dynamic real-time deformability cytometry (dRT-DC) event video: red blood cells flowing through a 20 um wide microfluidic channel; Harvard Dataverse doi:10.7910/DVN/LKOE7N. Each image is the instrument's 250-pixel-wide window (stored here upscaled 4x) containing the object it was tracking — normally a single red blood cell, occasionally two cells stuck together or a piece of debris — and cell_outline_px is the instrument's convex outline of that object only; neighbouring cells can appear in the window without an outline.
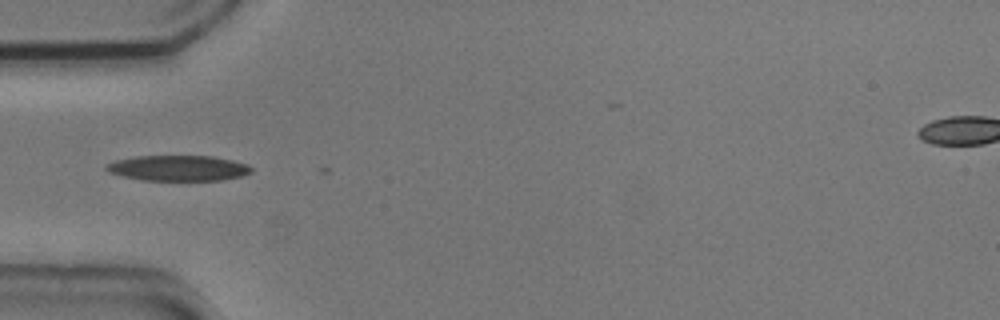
{"species": "common noctule bat (a hibernating species)", "species_latin": "Nyctalus noctula", "temperature_condition": "cold", "stored_images_in_passage": 7, "camera_frame_rate_fps": 3000, "um_per_image_px": 0.085, "animal": {"sex": "male", "body_mass_g": 20.5, "forearm_length_mm": 52.5}, "frame": {"image": 1, "passage_image": 5, "time_ms": 1.333, "image_size_px": [1000, 320], "cell_outline_px": [[252, 172], [240, 176], [220, 180], [144, 180], [124, 176], [108, 172], [104, 168], [104, 164], [116, 160], [136, 156], [212, 156], [232, 160], [248, 164], [252, 168]], "centroid_in_image_um": [15.13, 14.28], "position_along_channel_um": 69.9, "area_um2": 21.5}}